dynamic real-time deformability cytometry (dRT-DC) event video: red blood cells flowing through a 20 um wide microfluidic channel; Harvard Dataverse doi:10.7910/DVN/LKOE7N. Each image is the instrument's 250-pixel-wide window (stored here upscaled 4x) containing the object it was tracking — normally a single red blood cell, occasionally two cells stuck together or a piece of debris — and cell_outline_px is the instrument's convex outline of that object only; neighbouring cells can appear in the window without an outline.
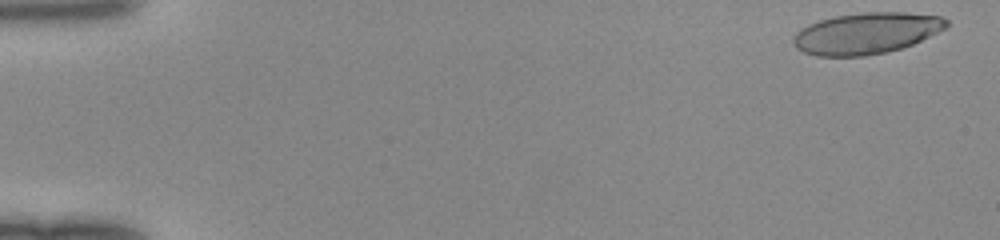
{"species": "human", "species_latin": "Homo sapiens", "temperature_condition": "room temperature", "stored_images_in_passage": 49, "camera_frame_rate_fps": 3000, "um_per_image_px": 0.085, "donor": {"sex": "female"}, "frame": {"image": 1, "passage_image": 2, "time_ms": 0.333, "image_size_px": [1000, 240], "cell_outline_px": [[948, 28], [912, 44], [900, 48], [884, 52], [864, 56], [816, 56], [804, 52], [796, 48], [792, 40], [796, 32], [808, 24], [832, 16], [864, 12], [904, 12], [940, 16], [948, 20]], "centroid_in_image_um": [73.64, 2.82], "position_along_channel_um": 11.4, "area_um2": 36.88}}
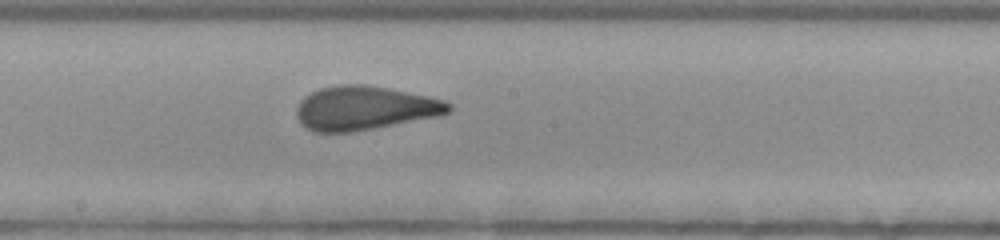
{"frame": {"image": 2, "passage_image": 28, "time_ms": 9.0, "image_size_px": [1000, 240], "cell_outline_px": [[452, 108], [448, 112], [436, 116], [352, 132], [312, 132], [300, 124], [296, 116], [296, 108], [300, 100], [304, 96], [320, 88], [336, 84], [360, 84], [388, 88], [428, 96], [444, 100], [452, 104]], "centroid_in_image_um": [30.93, 9.18], "position_along_channel_um": 217.3, "area_um2": 38.84}}
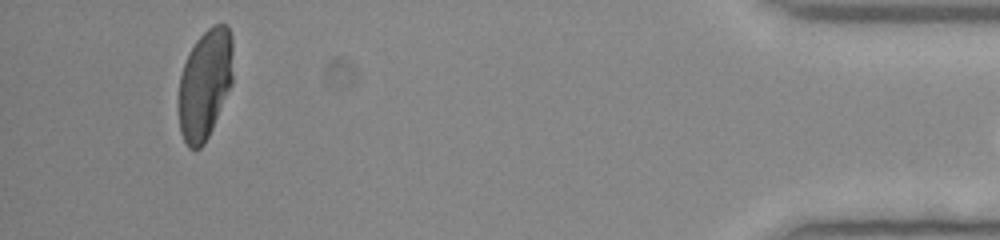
{"frame": {"image": 3, "passage_image": 47, "time_ms": 15.333, "image_size_px": [1000, 240], "cell_outline_px": [[232, 84], [212, 128], [204, 144], [200, 148], [188, 148], [180, 132], [180, 76], [188, 52], [196, 40], [212, 24], [228, 24], [232, 36]], "centroid_in_image_um": [17.44, 7.11], "position_along_channel_um": 417.8, "area_um2": 34.62}}